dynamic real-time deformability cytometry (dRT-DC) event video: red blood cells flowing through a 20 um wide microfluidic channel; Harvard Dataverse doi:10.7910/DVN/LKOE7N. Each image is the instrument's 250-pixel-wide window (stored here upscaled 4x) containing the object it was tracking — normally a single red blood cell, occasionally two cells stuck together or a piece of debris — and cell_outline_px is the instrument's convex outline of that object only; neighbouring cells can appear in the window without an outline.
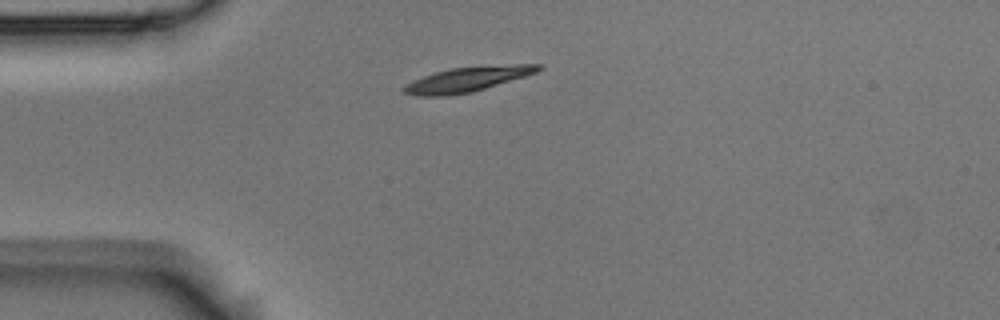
{"species": "Egyptian fruit bat (a non-hibernating species)", "species_latin": "Rousettus aegyptiacus", "temperature_condition": "room temperature", "stored_images_in_passage": 2, "camera_frame_rate_fps": 3000, "um_per_image_px": 0.085, "animal": {"sex": "male"}, "frame": {"image": 1, "passage_image": 1, "time_ms": 0.0, "image_size_px": [1000, 320], "cell_outline_px": [[544, 68], [536, 72], [524, 76], [472, 92], [444, 96], [416, 96], [404, 92], [404, 88], [412, 80], [436, 72], [452, 68], [512, 64], [544, 64]], "centroid_in_image_um": [39.76, 6.73], "position_along_channel_um": 45.2, "area_um2": 19.07}}